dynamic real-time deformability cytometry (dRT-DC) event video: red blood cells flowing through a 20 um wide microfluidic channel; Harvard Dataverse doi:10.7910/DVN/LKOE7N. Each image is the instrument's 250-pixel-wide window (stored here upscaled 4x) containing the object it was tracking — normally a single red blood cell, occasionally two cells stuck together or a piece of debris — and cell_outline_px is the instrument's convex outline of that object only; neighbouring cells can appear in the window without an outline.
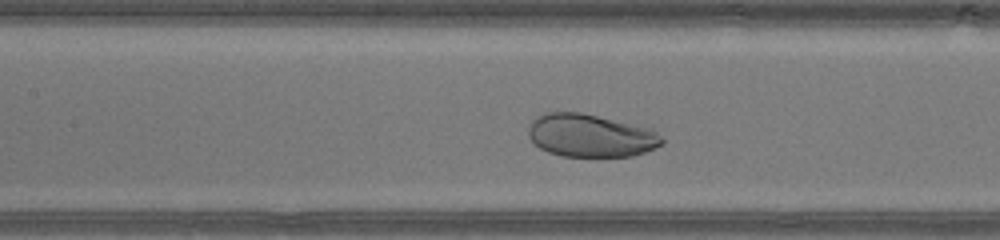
{"species": "human", "species_latin": "Homo sapiens", "temperature_condition": "warm", "stored_images_in_passage": 25, "camera_frame_rate_fps": 3000, "um_per_image_px": 0.085, "donor": {"sex": "male"}, "frame": {"image": 1, "passage_image": 9, "time_ms": 2.667, "image_size_px": [1000, 240], "cell_outline_px": [[664, 144], [644, 152], [632, 156], [560, 156], [548, 152], [540, 148], [528, 136], [528, 128], [532, 120], [536, 116], [544, 112], [580, 112], [652, 128], [664, 140]], "centroid_in_image_um": [50.19, 11.51], "position_along_channel_um": 157.2, "area_um2": 33.47}}
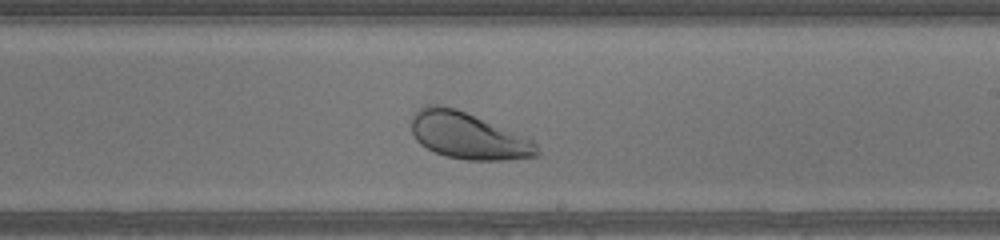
{"frame": {"image": 2, "passage_image": 15, "time_ms": 4.667, "image_size_px": [1000, 240], "cell_outline_px": [[540, 156], [508, 160], [468, 160], [444, 156], [420, 144], [416, 140], [412, 132], [412, 112], [428, 104], [436, 104], [456, 108], [532, 140], [540, 148]], "centroid_in_image_um": [39.77, 11.55], "position_along_channel_um": 249.2, "area_um2": 33.99}}
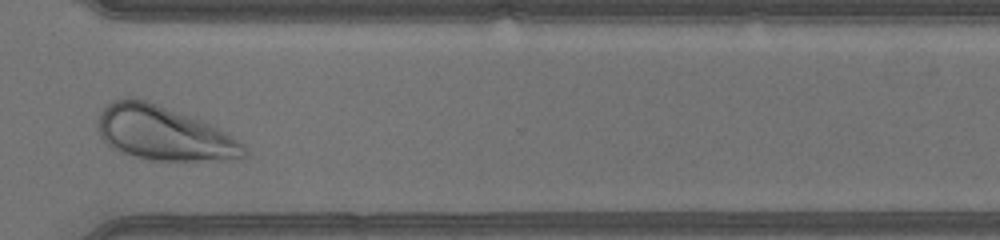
{"frame": {"image": 3, "passage_image": 22, "time_ms": 7.0, "image_size_px": [1000, 240], "cell_outline_px": [[248, 152], [244, 156], [224, 160], [156, 160], [136, 156], [120, 152], [108, 144], [100, 136], [100, 112], [104, 104], [112, 100], [128, 96], [132, 96], [148, 100], [200, 120], [232, 136], [244, 144]], "centroid_in_image_um": [13.89, 11.3], "position_along_channel_um": 356.7, "area_um2": 45.66}}